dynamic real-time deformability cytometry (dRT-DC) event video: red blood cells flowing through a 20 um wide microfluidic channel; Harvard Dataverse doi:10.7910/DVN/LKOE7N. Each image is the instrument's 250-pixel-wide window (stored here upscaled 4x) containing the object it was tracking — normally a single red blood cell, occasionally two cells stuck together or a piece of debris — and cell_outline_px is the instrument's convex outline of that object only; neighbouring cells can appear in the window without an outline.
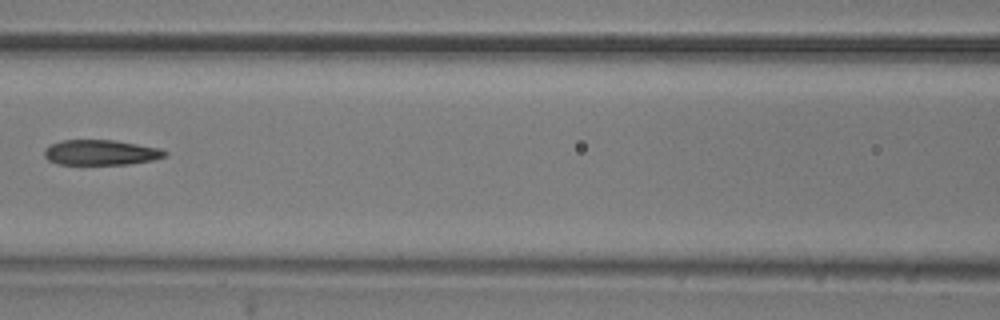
{"species": "common noctule bat (a hibernating species)", "species_latin": "Nyctalus noctula", "temperature_condition": "room temperature", "stored_images_in_passage": 8, "camera_frame_rate_fps": 3000, "um_per_image_px": 0.085, "animal": {"sex": "male", "body_mass_g": 20.5, "forearm_length_mm": 52.5}, "frame": {"image": 1, "passage_image": 7, "time_ms": 2.0, "image_size_px": [1000, 320], "cell_outline_px": [[168, 156], [152, 160], [128, 164], [60, 164], [48, 160], [44, 156], [44, 148], [60, 140], [116, 140], [160, 148], [168, 152]], "centroid_in_image_um": [8.59, 12.95], "position_along_channel_um": 158.0, "area_um2": 17.8}}
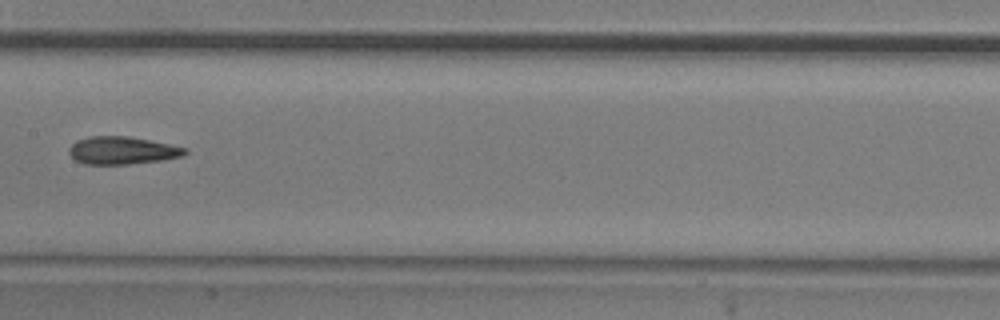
{"frame": {"image": 2, "passage_image": 8, "time_ms": 2.333, "image_size_px": [1000, 320], "cell_outline_px": [[188, 152], [184, 156], [164, 160], [128, 164], [84, 164], [76, 160], [68, 152], [68, 148], [76, 140], [88, 136], [128, 136], [188, 148]], "centroid_in_image_um": [10.39, 12.79], "position_along_channel_um": 197.0, "area_um2": 18.79}}